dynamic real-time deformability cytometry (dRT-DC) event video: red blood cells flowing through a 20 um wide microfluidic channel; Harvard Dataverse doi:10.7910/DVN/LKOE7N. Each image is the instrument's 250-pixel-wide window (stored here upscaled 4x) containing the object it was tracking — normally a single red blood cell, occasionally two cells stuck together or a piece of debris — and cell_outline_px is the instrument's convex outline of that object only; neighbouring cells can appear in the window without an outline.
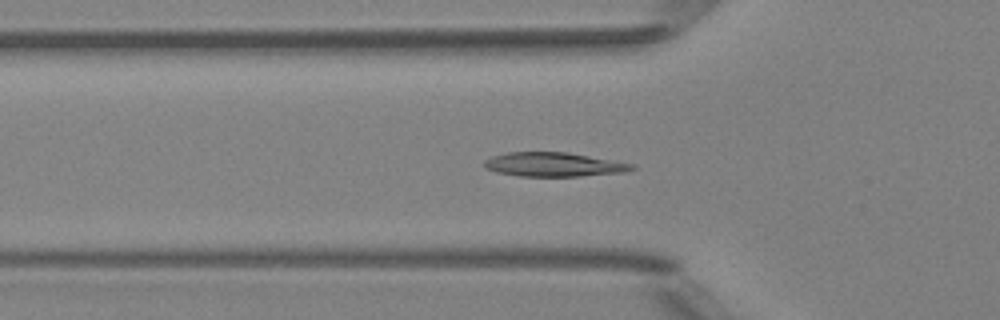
{"species": "Egyptian fruit bat (a non-hibernating species)", "species_latin": "Rousettus aegyptiacus", "temperature_condition": "room temperature", "stored_images_in_passage": 51, "segment_of_instrument_passage": [1, 2], "camera_frame_rate_fps": 3000, "um_per_image_px": 0.085, "animal": {"sex": "female"}, "frame": {"image": 1, "passage_image": 16, "time_ms": 5.0, "image_size_px": [1000, 320], "cell_outline_px": [[636, 168], [624, 172], [580, 176], [520, 176], [496, 172], [484, 168], [484, 160], [492, 156], [508, 152], [568, 152], [636, 164]], "centroid_in_image_um": [47.07, 13.98], "position_along_channel_um": 78.7, "area_um2": 20.81}}
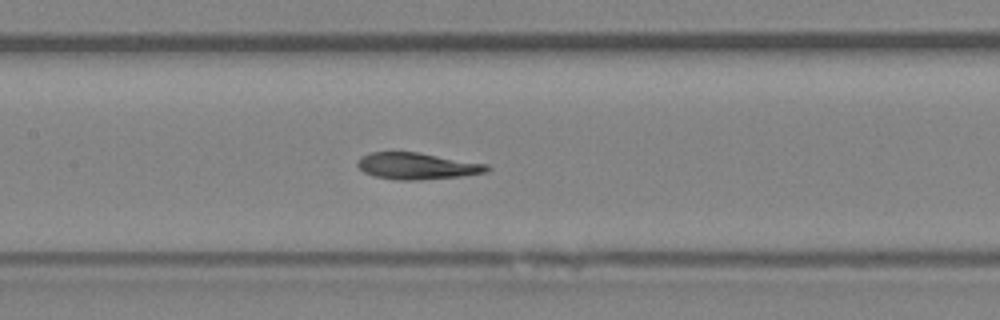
{"frame": {"image": 2, "passage_image": 23, "time_ms": 7.333, "image_size_px": [1000, 320], "cell_outline_px": [[492, 168], [488, 172], [460, 176], [420, 180], [396, 180], [376, 176], [364, 172], [356, 164], [356, 160], [360, 156], [368, 152], [416, 152], [488, 164]], "centroid_in_image_um": [35.44, 14.11], "position_along_channel_um": 172.0, "area_um2": 20.11}}
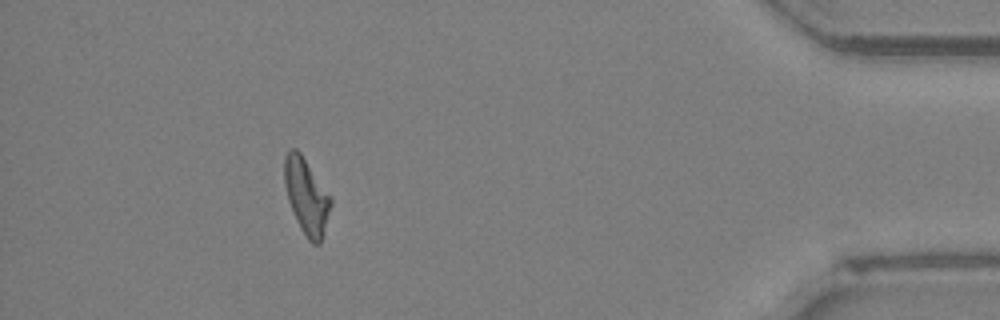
{"frame": {"image": 3, "passage_image": 45, "time_ms": 14.667, "image_size_px": [1000, 320], "cell_outline_px": [[332, 204], [320, 244], [312, 244], [308, 240], [300, 228], [288, 200], [284, 184], [284, 156], [288, 148], [296, 148], [300, 152], [332, 196]], "centroid_in_image_um": [26.05, 16.65], "position_along_channel_um": 409.2, "area_um2": 20.63}}